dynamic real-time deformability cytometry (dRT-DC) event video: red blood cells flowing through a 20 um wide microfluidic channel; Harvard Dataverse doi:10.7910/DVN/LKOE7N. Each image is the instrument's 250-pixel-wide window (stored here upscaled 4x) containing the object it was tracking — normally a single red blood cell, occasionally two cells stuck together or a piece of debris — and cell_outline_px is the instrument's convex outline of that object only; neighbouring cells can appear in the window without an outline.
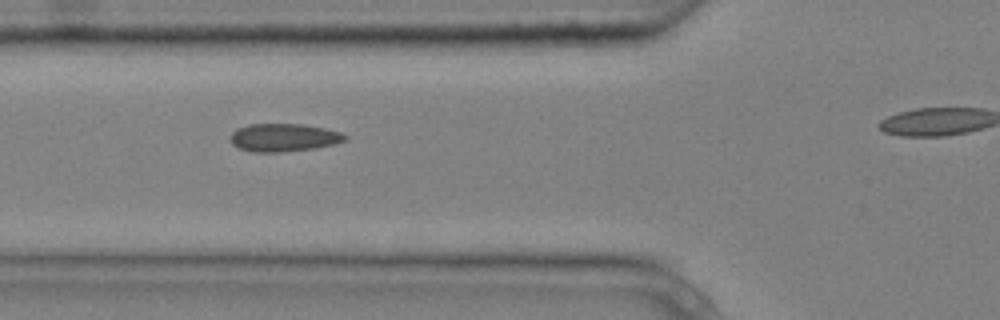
{"species": "common noctule bat (a hibernating species)", "species_latin": "Nyctalus noctula", "temperature_condition": "cold", "stored_images_in_passage": 8, "camera_frame_rate_fps": 3000, "um_per_image_px": 0.085, "animal": {"sex": "male", "body_mass_g": 20.4}, "frame": {"image": 1, "passage_image": 3, "time_ms": 0.667, "image_size_px": [1000, 320], "cell_outline_px": [[348, 140], [316, 148], [280, 152], [252, 152], [240, 148], [232, 144], [232, 132], [236, 128], [248, 124], [300, 124], [324, 128], [340, 132], [348, 136]], "centroid_in_image_um": [24.13, 11.69], "position_along_channel_um": 101.7, "area_um2": 18.61}}
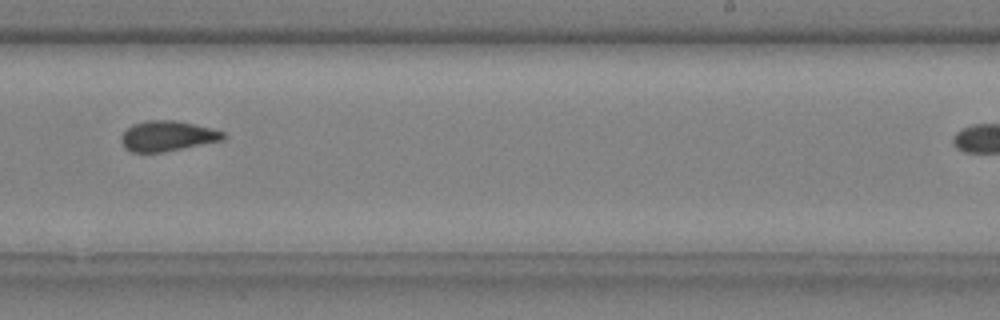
{"frame": {"image": 2, "passage_image": 7, "time_ms": 2.0, "image_size_px": [1000, 320], "cell_outline_px": [[228, 136], [224, 140], [164, 152], [132, 152], [124, 148], [120, 140], [120, 136], [132, 124], [148, 120], [172, 120], [212, 128], [224, 132]], "centroid_in_image_um": [14.23, 11.57], "position_along_channel_um": 274.8, "area_um2": 18.09}}